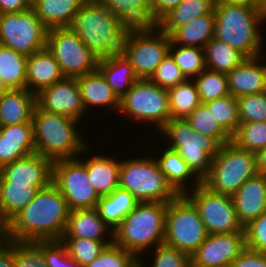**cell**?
Returning <instances> with one entry per match:
<instances>
[{
	"label": "cell",
	"instance_id": "obj_55",
	"mask_svg": "<svg viewBox=\"0 0 266 267\" xmlns=\"http://www.w3.org/2000/svg\"><path fill=\"white\" fill-rule=\"evenodd\" d=\"M255 161L257 173L266 176V148L255 153Z\"/></svg>",
	"mask_w": 266,
	"mask_h": 267
},
{
	"label": "cell",
	"instance_id": "obj_50",
	"mask_svg": "<svg viewBox=\"0 0 266 267\" xmlns=\"http://www.w3.org/2000/svg\"><path fill=\"white\" fill-rule=\"evenodd\" d=\"M103 4L111 5L128 14L138 22L150 8V0H100Z\"/></svg>",
	"mask_w": 266,
	"mask_h": 267
},
{
	"label": "cell",
	"instance_id": "obj_18",
	"mask_svg": "<svg viewBox=\"0 0 266 267\" xmlns=\"http://www.w3.org/2000/svg\"><path fill=\"white\" fill-rule=\"evenodd\" d=\"M52 164L48 158L33 153L3 165L0 168V175L7 182L28 184L43 189L52 182Z\"/></svg>",
	"mask_w": 266,
	"mask_h": 267
},
{
	"label": "cell",
	"instance_id": "obj_30",
	"mask_svg": "<svg viewBox=\"0 0 266 267\" xmlns=\"http://www.w3.org/2000/svg\"><path fill=\"white\" fill-rule=\"evenodd\" d=\"M38 190L28 184L7 182L0 175V227L3 228L31 202Z\"/></svg>",
	"mask_w": 266,
	"mask_h": 267
},
{
	"label": "cell",
	"instance_id": "obj_12",
	"mask_svg": "<svg viewBox=\"0 0 266 267\" xmlns=\"http://www.w3.org/2000/svg\"><path fill=\"white\" fill-rule=\"evenodd\" d=\"M46 48L57 60L65 77L76 78L98 68L99 58L70 27L48 30Z\"/></svg>",
	"mask_w": 266,
	"mask_h": 267
},
{
	"label": "cell",
	"instance_id": "obj_49",
	"mask_svg": "<svg viewBox=\"0 0 266 267\" xmlns=\"http://www.w3.org/2000/svg\"><path fill=\"white\" fill-rule=\"evenodd\" d=\"M246 247L266 254V212L244 227Z\"/></svg>",
	"mask_w": 266,
	"mask_h": 267
},
{
	"label": "cell",
	"instance_id": "obj_57",
	"mask_svg": "<svg viewBox=\"0 0 266 267\" xmlns=\"http://www.w3.org/2000/svg\"><path fill=\"white\" fill-rule=\"evenodd\" d=\"M226 1L244 2V3H249V4H252L258 7V0H226Z\"/></svg>",
	"mask_w": 266,
	"mask_h": 267
},
{
	"label": "cell",
	"instance_id": "obj_9",
	"mask_svg": "<svg viewBox=\"0 0 266 267\" xmlns=\"http://www.w3.org/2000/svg\"><path fill=\"white\" fill-rule=\"evenodd\" d=\"M160 133L170 142L166 147L177 151L202 181L210 171L220 144L214 138L196 132L186 119H171Z\"/></svg>",
	"mask_w": 266,
	"mask_h": 267
},
{
	"label": "cell",
	"instance_id": "obj_58",
	"mask_svg": "<svg viewBox=\"0 0 266 267\" xmlns=\"http://www.w3.org/2000/svg\"><path fill=\"white\" fill-rule=\"evenodd\" d=\"M258 7L266 13V0H258Z\"/></svg>",
	"mask_w": 266,
	"mask_h": 267
},
{
	"label": "cell",
	"instance_id": "obj_11",
	"mask_svg": "<svg viewBox=\"0 0 266 267\" xmlns=\"http://www.w3.org/2000/svg\"><path fill=\"white\" fill-rule=\"evenodd\" d=\"M118 112L136 123H154L160 131L171 120L168 91L150 79H138L121 98Z\"/></svg>",
	"mask_w": 266,
	"mask_h": 267
},
{
	"label": "cell",
	"instance_id": "obj_36",
	"mask_svg": "<svg viewBox=\"0 0 266 267\" xmlns=\"http://www.w3.org/2000/svg\"><path fill=\"white\" fill-rule=\"evenodd\" d=\"M167 91L171 119H186L201 104L193 79H186Z\"/></svg>",
	"mask_w": 266,
	"mask_h": 267
},
{
	"label": "cell",
	"instance_id": "obj_26",
	"mask_svg": "<svg viewBox=\"0 0 266 267\" xmlns=\"http://www.w3.org/2000/svg\"><path fill=\"white\" fill-rule=\"evenodd\" d=\"M36 94L24 89H11L0 97V127L32 122Z\"/></svg>",
	"mask_w": 266,
	"mask_h": 267
},
{
	"label": "cell",
	"instance_id": "obj_40",
	"mask_svg": "<svg viewBox=\"0 0 266 267\" xmlns=\"http://www.w3.org/2000/svg\"><path fill=\"white\" fill-rule=\"evenodd\" d=\"M186 120L196 132L214 138L220 145L231 141V136L215 121L204 104H200Z\"/></svg>",
	"mask_w": 266,
	"mask_h": 267
},
{
	"label": "cell",
	"instance_id": "obj_51",
	"mask_svg": "<svg viewBox=\"0 0 266 267\" xmlns=\"http://www.w3.org/2000/svg\"><path fill=\"white\" fill-rule=\"evenodd\" d=\"M182 0H150L149 11L138 21L156 25L168 12L176 8Z\"/></svg>",
	"mask_w": 266,
	"mask_h": 267
},
{
	"label": "cell",
	"instance_id": "obj_37",
	"mask_svg": "<svg viewBox=\"0 0 266 267\" xmlns=\"http://www.w3.org/2000/svg\"><path fill=\"white\" fill-rule=\"evenodd\" d=\"M169 55L187 79H193L206 69L204 48L180 46L171 40Z\"/></svg>",
	"mask_w": 266,
	"mask_h": 267
},
{
	"label": "cell",
	"instance_id": "obj_46",
	"mask_svg": "<svg viewBox=\"0 0 266 267\" xmlns=\"http://www.w3.org/2000/svg\"><path fill=\"white\" fill-rule=\"evenodd\" d=\"M154 250L151 267H191L190 256L174 247L162 243ZM139 267H146L143 260H139Z\"/></svg>",
	"mask_w": 266,
	"mask_h": 267
},
{
	"label": "cell",
	"instance_id": "obj_4",
	"mask_svg": "<svg viewBox=\"0 0 266 267\" xmlns=\"http://www.w3.org/2000/svg\"><path fill=\"white\" fill-rule=\"evenodd\" d=\"M35 153L52 162L77 158L88 150V141L82 138L78 120L71 117L49 113L35 105L33 115ZM87 141V142H85Z\"/></svg>",
	"mask_w": 266,
	"mask_h": 267
},
{
	"label": "cell",
	"instance_id": "obj_43",
	"mask_svg": "<svg viewBox=\"0 0 266 267\" xmlns=\"http://www.w3.org/2000/svg\"><path fill=\"white\" fill-rule=\"evenodd\" d=\"M15 267H47L43 256V241L12 240Z\"/></svg>",
	"mask_w": 266,
	"mask_h": 267
},
{
	"label": "cell",
	"instance_id": "obj_6",
	"mask_svg": "<svg viewBox=\"0 0 266 267\" xmlns=\"http://www.w3.org/2000/svg\"><path fill=\"white\" fill-rule=\"evenodd\" d=\"M144 156L120 160L119 188L129 191L139 202L168 203L175 199L178 194L168 184L154 157Z\"/></svg>",
	"mask_w": 266,
	"mask_h": 267
},
{
	"label": "cell",
	"instance_id": "obj_29",
	"mask_svg": "<svg viewBox=\"0 0 266 267\" xmlns=\"http://www.w3.org/2000/svg\"><path fill=\"white\" fill-rule=\"evenodd\" d=\"M86 0H36L31 8L44 26L53 28L70 27L75 15Z\"/></svg>",
	"mask_w": 266,
	"mask_h": 267
},
{
	"label": "cell",
	"instance_id": "obj_32",
	"mask_svg": "<svg viewBox=\"0 0 266 267\" xmlns=\"http://www.w3.org/2000/svg\"><path fill=\"white\" fill-rule=\"evenodd\" d=\"M214 28L215 14L210 12L179 26L170 36L171 40L180 46L204 48L214 37Z\"/></svg>",
	"mask_w": 266,
	"mask_h": 267
},
{
	"label": "cell",
	"instance_id": "obj_41",
	"mask_svg": "<svg viewBox=\"0 0 266 267\" xmlns=\"http://www.w3.org/2000/svg\"><path fill=\"white\" fill-rule=\"evenodd\" d=\"M212 112L215 121L232 136L240 125L238 104L235 97L228 95L204 104Z\"/></svg>",
	"mask_w": 266,
	"mask_h": 267
},
{
	"label": "cell",
	"instance_id": "obj_16",
	"mask_svg": "<svg viewBox=\"0 0 266 267\" xmlns=\"http://www.w3.org/2000/svg\"><path fill=\"white\" fill-rule=\"evenodd\" d=\"M245 248V229L227 234H208L190 256L191 267H230Z\"/></svg>",
	"mask_w": 266,
	"mask_h": 267
},
{
	"label": "cell",
	"instance_id": "obj_20",
	"mask_svg": "<svg viewBox=\"0 0 266 267\" xmlns=\"http://www.w3.org/2000/svg\"><path fill=\"white\" fill-rule=\"evenodd\" d=\"M232 198L238 220L245 227L266 212V176L257 173L246 180Z\"/></svg>",
	"mask_w": 266,
	"mask_h": 267
},
{
	"label": "cell",
	"instance_id": "obj_45",
	"mask_svg": "<svg viewBox=\"0 0 266 267\" xmlns=\"http://www.w3.org/2000/svg\"><path fill=\"white\" fill-rule=\"evenodd\" d=\"M240 123L266 121V91L236 98Z\"/></svg>",
	"mask_w": 266,
	"mask_h": 267
},
{
	"label": "cell",
	"instance_id": "obj_24",
	"mask_svg": "<svg viewBox=\"0 0 266 267\" xmlns=\"http://www.w3.org/2000/svg\"><path fill=\"white\" fill-rule=\"evenodd\" d=\"M76 79L80 87L82 102L86 113H88L87 111L89 109L91 110L92 106L96 108L99 107V109L108 106L107 109L119 111L120 100L114 94L98 69L76 77Z\"/></svg>",
	"mask_w": 266,
	"mask_h": 267
},
{
	"label": "cell",
	"instance_id": "obj_15",
	"mask_svg": "<svg viewBox=\"0 0 266 267\" xmlns=\"http://www.w3.org/2000/svg\"><path fill=\"white\" fill-rule=\"evenodd\" d=\"M52 183L62 193L71 211L96 208L100 196L89 182L86 166L78 157L54 161Z\"/></svg>",
	"mask_w": 266,
	"mask_h": 267
},
{
	"label": "cell",
	"instance_id": "obj_38",
	"mask_svg": "<svg viewBox=\"0 0 266 267\" xmlns=\"http://www.w3.org/2000/svg\"><path fill=\"white\" fill-rule=\"evenodd\" d=\"M193 81L196 84L201 104L230 95L225 73L206 68L198 76H195Z\"/></svg>",
	"mask_w": 266,
	"mask_h": 267
},
{
	"label": "cell",
	"instance_id": "obj_25",
	"mask_svg": "<svg viewBox=\"0 0 266 267\" xmlns=\"http://www.w3.org/2000/svg\"><path fill=\"white\" fill-rule=\"evenodd\" d=\"M154 159L165 175L168 184L178 195H185L189 190L202 183L177 151L166 147L161 155L158 154V158L154 157ZM189 182L192 185L191 188H188Z\"/></svg>",
	"mask_w": 266,
	"mask_h": 267
},
{
	"label": "cell",
	"instance_id": "obj_48",
	"mask_svg": "<svg viewBox=\"0 0 266 267\" xmlns=\"http://www.w3.org/2000/svg\"><path fill=\"white\" fill-rule=\"evenodd\" d=\"M43 256L47 267H81L68 255L61 240L43 241Z\"/></svg>",
	"mask_w": 266,
	"mask_h": 267
},
{
	"label": "cell",
	"instance_id": "obj_7",
	"mask_svg": "<svg viewBox=\"0 0 266 267\" xmlns=\"http://www.w3.org/2000/svg\"><path fill=\"white\" fill-rule=\"evenodd\" d=\"M171 36L157 25L135 22L128 30L122 53L138 79H150L157 66L169 55Z\"/></svg>",
	"mask_w": 266,
	"mask_h": 267
},
{
	"label": "cell",
	"instance_id": "obj_52",
	"mask_svg": "<svg viewBox=\"0 0 266 267\" xmlns=\"http://www.w3.org/2000/svg\"><path fill=\"white\" fill-rule=\"evenodd\" d=\"M230 267H266V254L246 247Z\"/></svg>",
	"mask_w": 266,
	"mask_h": 267
},
{
	"label": "cell",
	"instance_id": "obj_1",
	"mask_svg": "<svg viewBox=\"0 0 266 267\" xmlns=\"http://www.w3.org/2000/svg\"><path fill=\"white\" fill-rule=\"evenodd\" d=\"M70 212L64 196L51 182L2 228V236L16 241L61 240Z\"/></svg>",
	"mask_w": 266,
	"mask_h": 267
},
{
	"label": "cell",
	"instance_id": "obj_5",
	"mask_svg": "<svg viewBox=\"0 0 266 267\" xmlns=\"http://www.w3.org/2000/svg\"><path fill=\"white\" fill-rule=\"evenodd\" d=\"M166 213L167 203L139 202L114 230V243L143 260L149 249L164 243Z\"/></svg>",
	"mask_w": 266,
	"mask_h": 267
},
{
	"label": "cell",
	"instance_id": "obj_8",
	"mask_svg": "<svg viewBox=\"0 0 266 267\" xmlns=\"http://www.w3.org/2000/svg\"><path fill=\"white\" fill-rule=\"evenodd\" d=\"M256 174L255 153L230 141L220 145L202 184L210 191L232 197L246 180Z\"/></svg>",
	"mask_w": 266,
	"mask_h": 267
},
{
	"label": "cell",
	"instance_id": "obj_54",
	"mask_svg": "<svg viewBox=\"0 0 266 267\" xmlns=\"http://www.w3.org/2000/svg\"><path fill=\"white\" fill-rule=\"evenodd\" d=\"M30 7L26 0H0V14L23 12Z\"/></svg>",
	"mask_w": 266,
	"mask_h": 267
},
{
	"label": "cell",
	"instance_id": "obj_47",
	"mask_svg": "<svg viewBox=\"0 0 266 267\" xmlns=\"http://www.w3.org/2000/svg\"><path fill=\"white\" fill-rule=\"evenodd\" d=\"M186 79L170 55H167L162 60L150 78L153 83L166 90L175 87Z\"/></svg>",
	"mask_w": 266,
	"mask_h": 267
},
{
	"label": "cell",
	"instance_id": "obj_10",
	"mask_svg": "<svg viewBox=\"0 0 266 267\" xmlns=\"http://www.w3.org/2000/svg\"><path fill=\"white\" fill-rule=\"evenodd\" d=\"M207 235L198 210L185 195L167 203L165 244L191 256Z\"/></svg>",
	"mask_w": 266,
	"mask_h": 267
},
{
	"label": "cell",
	"instance_id": "obj_39",
	"mask_svg": "<svg viewBox=\"0 0 266 267\" xmlns=\"http://www.w3.org/2000/svg\"><path fill=\"white\" fill-rule=\"evenodd\" d=\"M68 255L76 260L81 267L88 265L104 248L114 240H91L88 238H61Z\"/></svg>",
	"mask_w": 266,
	"mask_h": 267
},
{
	"label": "cell",
	"instance_id": "obj_2",
	"mask_svg": "<svg viewBox=\"0 0 266 267\" xmlns=\"http://www.w3.org/2000/svg\"><path fill=\"white\" fill-rule=\"evenodd\" d=\"M135 21L126 13L100 0L85 1L70 28L98 57L121 53L124 39Z\"/></svg>",
	"mask_w": 266,
	"mask_h": 267
},
{
	"label": "cell",
	"instance_id": "obj_42",
	"mask_svg": "<svg viewBox=\"0 0 266 267\" xmlns=\"http://www.w3.org/2000/svg\"><path fill=\"white\" fill-rule=\"evenodd\" d=\"M231 141L239 148L256 153L266 148V121L240 123Z\"/></svg>",
	"mask_w": 266,
	"mask_h": 267
},
{
	"label": "cell",
	"instance_id": "obj_22",
	"mask_svg": "<svg viewBox=\"0 0 266 267\" xmlns=\"http://www.w3.org/2000/svg\"><path fill=\"white\" fill-rule=\"evenodd\" d=\"M60 66L47 49L36 51L27 58L26 89L36 95L44 88L63 80Z\"/></svg>",
	"mask_w": 266,
	"mask_h": 267
},
{
	"label": "cell",
	"instance_id": "obj_3",
	"mask_svg": "<svg viewBox=\"0 0 266 267\" xmlns=\"http://www.w3.org/2000/svg\"><path fill=\"white\" fill-rule=\"evenodd\" d=\"M214 14V38L239 50L247 58L264 53L262 29L259 26L263 21L266 22L263 10L249 3L217 0Z\"/></svg>",
	"mask_w": 266,
	"mask_h": 267
},
{
	"label": "cell",
	"instance_id": "obj_34",
	"mask_svg": "<svg viewBox=\"0 0 266 267\" xmlns=\"http://www.w3.org/2000/svg\"><path fill=\"white\" fill-rule=\"evenodd\" d=\"M204 50L206 68L225 74L232 71L247 58L239 50L214 37L207 42Z\"/></svg>",
	"mask_w": 266,
	"mask_h": 267
},
{
	"label": "cell",
	"instance_id": "obj_19",
	"mask_svg": "<svg viewBox=\"0 0 266 267\" xmlns=\"http://www.w3.org/2000/svg\"><path fill=\"white\" fill-rule=\"evenodd\" d=\"M260 55L246 58L226 74L229 94L235 98L266 91V64Z\"/></svg>",
	"mask_w": 266,
	"mask_h": 267
},
{
	"label": "cell",
	"instance_id": "obj_13",
	"mask_svg": "<svg viewBox=\"0 0 266 267\" xmlns=\"http://www.w3.org/2000/svg\"><path fill=\"white\" fill-rule=\"evenodd\" d=\"M47 32L31 7L0 14V44L26 56L46 48Z\"/></svg>",
	"mask_w": 266,
	"mask_h": 267
},
{
	"label": "cell",
	"instance_id": "obj_60",
	"mask_svg": "<svg viewBox=\"0 0 266 267\" xmlns=\"http://www.w3.org/2000/svg\"><path fill=\"white\" fill-rule=\"evenodd\" d=\"M2 236V228L0 227V237Z\"/></svg>",
	"mask_w": 266,
	"mask_h": 267
},
{
	"label": "cell",
	"instance_id": "obj_59",
	"mask_svg": "<svg viewBox=\"0 0 266 267\" xmlns=\"http://www.w3.org/2000/svg\"><path fill=\"white\" fill-rule=\"evenodd\" d=\"M26 1L31 6L36 0H26Z\"/></svg>",
	"mask_w": 266,
	"mask_h": 267
},
{
	"label": "cell",
	"instance_id": "obj_33",
	"mask_svg": "<svg viewBox=\"0 0 266 267\" xmlns=\"http://www.w3.org/2000/svg\"><path fill=\"white\" fill-rule=\"evenodd\" d=\"M217 0H182L178 6L168 12L156 25L171 35L179 26L191 19L214 12Z\"/></svg>",
	"mask_w": 266,
	"mask_h": 267
},
{
	"label": "cell",
	"instance_id": "obj_17",
	"mask_svg": "<svg viewBox=\"0 0 266 267\" xmlns=\"http://www.w3.org/2000/svg\"><path fill=\"white\" fill-rule=\"evenodd\" d=\"M36 104L49 113L65 115L80 122L86 114L76 78L65 77L42 89L36 95Z\"/></svg>",
	"mask_w": 266,
	"mask_h": 267
},
{
	"label": "cell",
	"instance_id": "obj_31",
	"mask_svg": "<svg viewBox=\"0 0 266 267\" xmlns=\"http://www.w3.org/2000/svg\"><path fill=\"white\" fill-rule=\"evenodd\" d=\"M139 201L127 190L117 188L101 196L96 209L103 221L114 231Z\"/></svg>",
	"mask_w": 266,
	"mask_h": 267
},
{
	"label": "cell",
	"instance_id": "obj_21",
	"mask_svg": "<svg viewBox=\"0 0 266 267\" xmlns=\"http://www.w3.org/2000/svg\"><path fill=\"white\" fill-rule=\"evenodd\" d=\"M33 153V122L0 127V168Z\"/></svg>",
	"mask_w": 266,
	"mask_h": 267
},
{
	"label": "cell",
	"instance_id": "obj_28",
	"mask_svg": "<svg viewBox=\"0 0 266 267\" xmlns=\"http://www.w3.org/2000/svg\"><path fill=\"white\" fill-rule=\"evenodd\" d=\"M97 69L119 100L138 80L133 66L122 52L99 58Z\"/></svg>",
	"mask_w": 266,
	"mask_h": 267
},
{
	"label": "cell",
	"instance_id": "obj_23",
	"mask_svg": "<svg viewBox=\"0 0 266 267\" xmlns=\"http://www.w3.org/2000/svg\"><path fill=\"white\" fill-rule=\"evenodd\" d=\"M62 238L114 240V231L99 216L96 208L76 209L70 212Z\"/></svg>",
	"mask_w": 266,
	"mask_h": 267
},
{
	"label": "cell",
	"instance_id": "obj_14",
	"mask_svg": "<svg viewBox=\"0 0 266 267\" xmlns=\"http://www.w3.org/2000/svg\"><path fill=\"white\" fill-rule=\"evenodd\" d=\"M185 196L198 210L207 234H227L243 231L235 211L233 198L210 191L202 183Z\"/></svg>",
	"mask_w": 266,
	"mask_h": 267
},
{
	"label": "cell",
	"instance_id": "obj_35",
	"mask_svg": "<svg viewBox=\"0 0 266 267\" xmlns=\"http://www.w3.org/2000/svg\"><path fill=\"white\" fill-rule=\"evenodd\" d=\"M27 58L0 44V76L10 90L26 88Z\"/></svg>",
	"mask_w": 266,
	"mask_h": 267
},
{
	"label": "cell",
	"instance_id": "obj_56",
	"mask_svg": "<svg viewBox=\"0 0 266 267\" xmlns=\"http://www.w3.org/2000/svg\"><path fill=\"white\" fill-rule=\"evenodd\" d=\"M9 90L10 89L6 86L5 82L3 81L2 77L0 76V97L3 96Z\"/></svg>",
	"mask_w": 266,
	"mask_h": 267
},
{
	"label": "cell",
	"instance_id": "obj_27",
	"mask_svg": "<svg viewBox=\"0 0 266 267\" xmlns=\"http://www.w3.org/2000/svg\"><path fill=\"white\" fill-rule=\"evenodd\" d=\"M79 159L84 163L89 182L98 195L105 196L119 188L120 159L106 155H92L88 159Z\"/></svg>",
	"mask_w": 266,
	"mask_h": 267
},
{
	"label": "cell",
	"instance_id": "obj_44",
	"mask_svg": "<svg viewBox=\"0 0 266 267\" xmlns=\"http://www.w3.org/2000/svg\"><path fill=\"white\" fill-rule=\"evenodd\" d=\"M85 267H139V260L121 246L111 243Z\"/></svg>",
	"mask_w": 266,
	"mask_h": 267
},
{
	"label": "cell",
	"instance_id": "obj_53",
	"mask_svg": "<svg viewBox=\"0 0 266 267\" xmlns=\"http://www.w3.org/2000/svg\"><path fill=\"white\" fill-rule=\"evenodd\" d=\"M0 267H15L12 240L0 237Z\"/></svg>",
	"mask_w": 266,
	"mask_h": 267
}]
</instances>
